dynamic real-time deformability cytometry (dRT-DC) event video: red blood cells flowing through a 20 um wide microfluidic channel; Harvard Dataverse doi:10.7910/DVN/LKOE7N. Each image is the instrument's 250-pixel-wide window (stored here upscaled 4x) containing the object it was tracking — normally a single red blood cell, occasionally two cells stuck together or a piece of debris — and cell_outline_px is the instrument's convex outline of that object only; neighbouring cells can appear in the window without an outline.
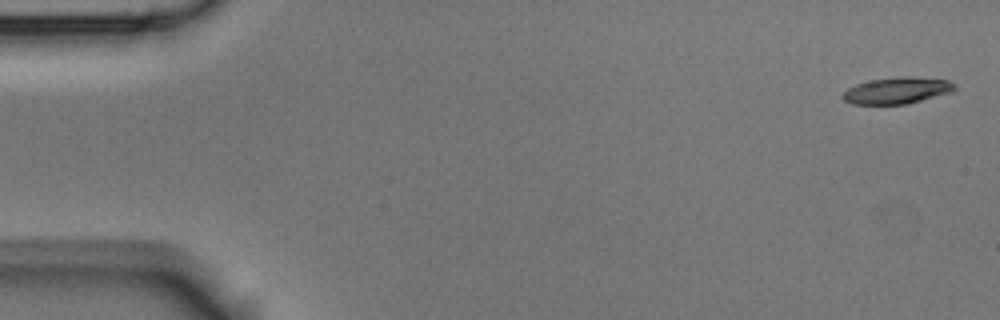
{"species": "Egyptian fruit bat (a non-hibernating species)", "species_latin": "Rousettus aegyptiacus", "temperature_condition": "room temperature", "stored_images_in_passage": 4, "camera_frame_rate_fps": 3000, "um_per_image_px": 0.085, "animal": {"sex": "male"}, "frame": {"image": 1, "passage_image": 1, "time_ms": 0.0, "image_size_px": [1000, 320], "cell_outline_px": [[956, 88], [952, 92], [904, 104], [852, 104], [844, 100], [840, 96], [848, 88], [856, 84], [872, 80], [900, 76], [912, 76], [948, 80], [956, 84]], "centroid_in_image_um": [76.25, 7.68], "position_along_channel_um": 8.8, "area_um2": 17.22}}
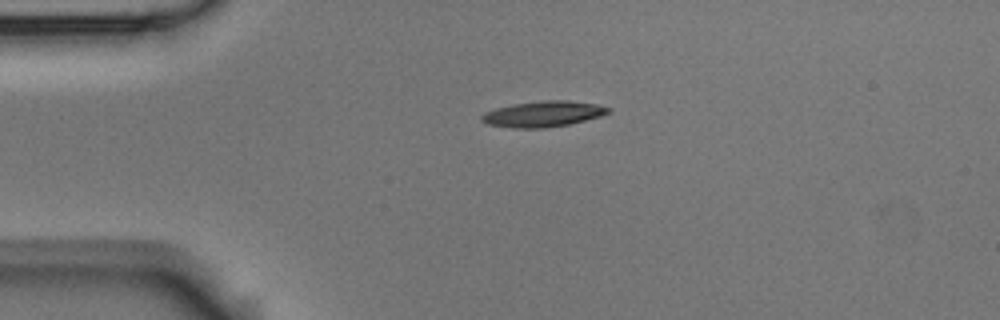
{"frame": {"image": 2, "passage_image": 4, "time_ms": 1.0, "image_size_px": [1000, 320], "cell_outline_px": [[612, 112], [600, 116], [568, 124], [544, 128], [512, 128], [488, 124], [480, 120], [480, 116], [484, 112], [496, 108], [512, 104], [544, 100], [568, 100], [596, 104], [612, 108]], "centroid_in_image_um": [46.16, 9.68], "position_along_channel_um": 38.8, "area_um2": 19.07}}